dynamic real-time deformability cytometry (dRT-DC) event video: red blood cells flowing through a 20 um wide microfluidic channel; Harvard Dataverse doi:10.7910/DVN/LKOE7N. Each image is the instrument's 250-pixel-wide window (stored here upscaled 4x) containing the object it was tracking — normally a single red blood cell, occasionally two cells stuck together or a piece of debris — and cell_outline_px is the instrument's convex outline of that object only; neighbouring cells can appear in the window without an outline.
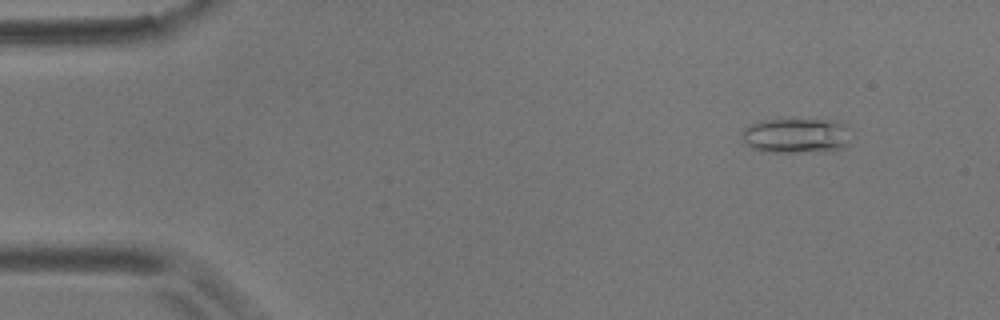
{"species": "common noctule bat (a hibernating species)", "species_latin": "Nyctalus noctula", "temperature_condition": "room temperature", "stored_images_in_passage": 57, "camera_frame_rate_fps": 3000, "um_per_image_px": 0.085, "animal": {"sex": "male", "body_mass_g": 17.9}, "frame": {"image": 1, "passage_image": 6, "time_ms": 1.667, "image_size_px": [1000, 320], "cell_outline_px": [[848, 144], [844, 148], [800, 152], [764, 152], [752, 148], [744, 144], [744, 128], [748, 124], [760, 120], [836, 120], [844, 124], [848, 128]], "centroid_in_image_um": [67.65, 11.52], "position_along_channel_um": 17.4, "area_um2": 22.08}}
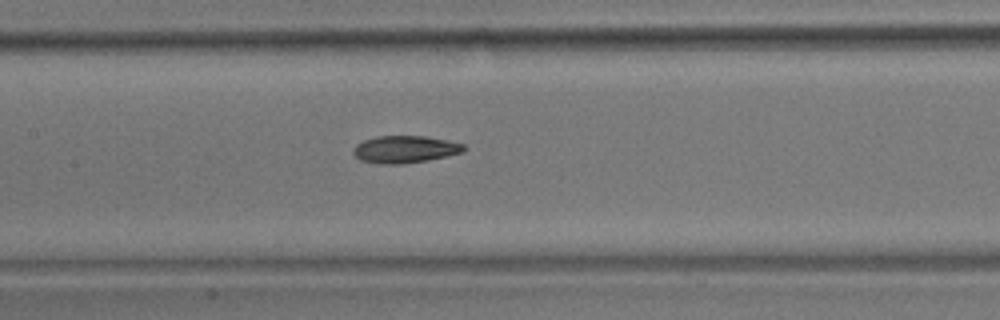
{"frame": {"image": 2, "passage_image": 27, "time_ms": 8.667, "image_size_px": [1000, 320], "cell_outline_px": [[464, 152], [428, 160], [404, 164], [380, 164], [360, 160], [352, 152], [352, 148], [356, 144], [364, 140], [376, 136], [424, 136], [464, 144]], "centroid_in_image_um": [34.37, 12.7], "position_along_channel_um": 173.0, "area_um2": 17.51}}
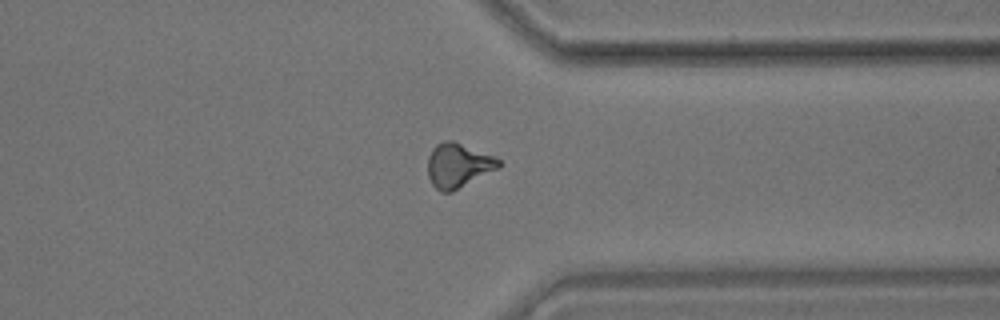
{"frame": {"image": 3, "passage_image": 44, "time_ms": 14.333, "image_size_px": [1000, 320], "cell_outline_px": [[500, 168], [452, 192], [440, 192], [432, 184], [428, 176], [428, 156], [432, 148], [436, 144], [444, 140], [452, 140], [496, 156], [500, 160]], "centroid_in_image_um": [38.95, 14.05], "position_along_channel_um": 372.4, "area_um2": 18.61}, "authors_computed_cell_mechanics": {"area_um2": 17.5712, "velocity_mm_per_s": 3.5694, "shape_relaxation_time_tau1_ms": 4.9916, "shape_relaxation_time_tau2_ms": 5.9455, "deformation_change_tau1": 0.1578, "deformation_change_tau2": 0.1303}}